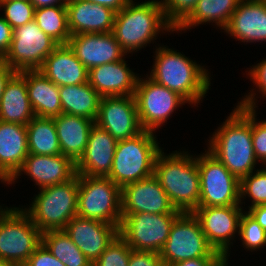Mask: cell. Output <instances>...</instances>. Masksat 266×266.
Returning <instances> with one entry per match:
<instances>
[{
	"label": "cell",
	"instance_id": "60d3db41",
	"mask_svg": "<svg viewBox=\"0 0 266 266\" xmlns=\"http://www.w3.org/2000/svg\"><path fill=\"white\" fill-rule=\"evenodd\" d=\"M128 266H164L160 253L151 251L130 250Z\"/></svg>",
	"mask_w": 266,
	"mask_h": 266
},
{
	"label": "cell",
	"instance_id": "f907efd6",
	"mask_svg": "<svg viewBox=\"0 0 266 266\" xmlns=\"http://www.w3.org/2000/svg\"><path fill=\"white\" fill-rule=\"evenodd\" d=\"M7 266H27L25 263H9Z\"/></svg>",
	"mask_w": 266,
	"mask_h": 266
},
{
	"label": "cell",
	"instance_id": "ab89813d",
	"mask_svg": "<svg viewBox=\"0 0 266 266\" xmlns=\"http://www.w3.org/2000/svg\"><path fill=\"white\" fill-rule=\"evenodd\" d=\"M27 266H65L41 243L25 263Z\"/></svg>",
	"mask_w": 266,
	"mask_h": 266
},
{
	"label": "cell",
	"instance_id": "9a60e30c",
	"mask_svg": "<svg viewBox=\"0 0 266 266\" xmlns=\"http://www.w3.org/2000/svg\"><path fill=\"white\" fill-rule=\"evenodd\" d=\"M121 210L122 215L182 213L172 205L167 193L154 175L121 188Z\"/></svg>",
	"mask_w": 266,
	"mask_h": 266
},
{
	"label": "cell",
	"instance_id": "7c38bea8",
	"mask_svg": "<svg viewBox=\"0 0 266 266\" xmlns=\"http://www.w3.org/2000/svg\"><path fill=\"white\" fill-rule=\"evenodd\" d=\"M180 214L133 213L122 215L119 235L133 249L160 253L171 226Z\"/></svg>",
	"mask_w": 266,
	"mask_h": 266
},
{
	"label": "cell",
	"instance_id": "83f0119b",
	"mask_svg": "<svg viewBox=\"0 0 266 266\" xmlns=\"http://www.w3.org/2000/svg\"><path fill=\"white\" fill-rule=\"evenodd\" d=\"M25 80L35 116L54 118L62 114L59 86L39 70H25Z\"/></svg>",
	"mask_w": 266,
	"mask_h": 266
},
{
	"label": "cell",
	"instance_id": "6da1fadb",
	"mask_svg": "<svg viewBox=\"0 0 266 266\" xmlns=\"http://www.w3.org/2000/svg\"><path fill=\"white\" fill-rule=\"evenodd\" d=\"M209 141L208 151L239 180L255 169L250 108L237 105Z\"/></svg>",
	"mask_w": 266,
	"mask_h": 266
},
{
	"label": "cell",
	"instance_id": "b9f144b4",
	"mask_svg": "<svg viewBox=\"0 0 266 266\" xmlns=\"http://www.w3.org/2000/svg\"><path fill=\"white\" fill-rule=\"evenodd\" d=\"M247 75L250 76V79L259 88V93L262 92V96L266 97V59L253 66Z\"/></svg>",
	"mask_w": 266,
	"mask_h": 266
},
{
	"label": "cell",
	"instance_id": "7a4b0ae2",
	"mask_svg": "<svg viewBox=\"0 0 266 266\" xmlns=\"http://www.w3.org/2000/svg\"><path fill=\"white\" fill-rule=\"evenodd\" d=\"M153 69L148 76L183 97L188 104L200 103L210 86V75L204 67L181 52L160 46L155 51Z\"/></svg>",
	"mask_w": 266,
	"mask_h": 266
},
{
	"label": "cell",
	"instance_id": "4fadbf2b",
	"mask_svg": "<svg viewBox=\"0 0 266 266\" xmlns=\"http://www.w3.org/2000/svg\"><path fill=\"white\" fill-rule=\"evenodd\" d=\"M134 97L141 128L154 133L177 107L188 103L176 92L155 83L148 75L146 79L138 77Z\"/></svg>",
	"mask_w": 266,
	"mask_h": 266
},
{
	"label": "cell",
	"instance_id": "c3c4849f",
	"mask_svg": "<svg viewBox=\"0 0 266 266\" xmlns=\"http://www.w3.org/2000/svg\"><path fill=\"white\" fill-rule=\"evenodd\" d=\"M36 9L49 6L66 5L68 0H29Z\"/></svg>",
	"mask_w": 266,
	"mask_h": 266
},
{
	"label": "cell",
	"instance_id": "9c48e42d",
	"mask_svg": "<svg viewBox=\"0 0 266 266\" xmlns=\"http://www.w3.org/2000/svg\"><path fill=\"white\" fill-rule=\"evenodd\" d=\"M164 266L200 257H224L208 243L193 213H181L171 226L160 251Z\"/></svg>",
	"mask_w": 266,
	"mask_h": 266
},
{
	"label": "cell",
	"instance_id": "f6af8a7d",
	"mask_svg": "<svg viewBox=\"0 0 266 266\" xmlns=\"http://www.w3.org/2000/svg\"><path fill=\"white\" fill-rule=\"evenodd\" d=\"M247 213L266 231V205H256Z\"/></svg>",
	"mask_w": 266,
	"mask_h": 266
},
{
	"label": "cell",
	"instance_id": "2e32d148",
	"mask_svg": "<svg viewBox=\"0 0 266 266\" xmlns=\"http://www.w3.org/2000/svg\"><path fill=\"white\" fill-rule=\"evenodd\" d=\"M95 124L117 141L133 138L143 131L134 96L102 97Z\"/></svg>",
	"mask_w": 266,
	"mask_h": 266
},
{
	"label": "cell",
	"instance_id": "277c9868",
	"mask_svg": "<svg viewBox=\"0 0 266 266\" xmlns=\"http://www.w3.org/2000/svg\"><path fill=\"white\" fill-rule=\"evenodd\" d=\"M170 32L175 28L168 22L160 2L148 0L137 3L130 0L116 13L112 34L127 54L138 51L156 39L163 30Z\"/></svg>",
	"mask_w": 266,
	"mask_h": 266
},
{
	"label": "cell",
	"instance_id": "8fae6325",
	"mask_svg": "<svg viewBox=\"0 0 266 266\" xmlns=\"http://www.w3.org/2000/svg\"><path fill=\"white\" fill-rule=\"evenodd\" d=\"M58 45L32 20L13 29L10 48L2 60L15 72L39 70Z\"/></svg>",
	"mask_w": 266,
	"mask_h": 266
},
{
	"label": "cell",
	"instance_id": "8992f818",
	"mask_svg": "<svg viewBox=\"0 0 266 266\" xmlns=\"http://www.w3.org/2000/svg\"><path fill=\"white\" fill-rule=\"evenodd\" d=\"M77 203L78 174L65 183L41 188L31 206L23 210L43 233L63 230L77 215Z\"/></svg>",
	"mask_w": 266,
	"mask_h": 266
},
{
	"label": "cell",
	"instance_id": "7402d4cb",
	"mask_svg": "<svg viewBox=\"0 0 266 266\" xmlns=\"http://www.w3.org/2000/svg\"><path fill=\"white\" fill-rule=\"evenodd\" d=\"M125 59L88 70V83L101 97L134 96L138 77Z\"/></svg>",
	"mask_w": 266,
	"mask_h": 266
},
{
	"label": "cell",
	"instance_id": "5b68a950",
	"mask_svg": "<svg viewBox=\"0 0 266 266\" xmlns=\"http://www.w3.org/2000/svg\"><path fill=\"white\" fill-rule=\"evenodd\" d=\"M155 138L154 132L143 130L133 138L118 141L108 178L122 188L152 176L162 150Z\"/></svg>",
	"mask_w": 266,
	"mask_h": 266
},
{
	"label": "cell",
	"instance_id": "d6a6232c",
	"mask_svg": "<svg viewBox=\"0 0 266 266\" xmlns=\"http://www.w3.org/2000/svg\"><path fill=\"white\" fill-rule=\"evenodd\" d=\"M34 20L39 28L59 45L68 44L71 33L66 5L35 9Z\"/></svg>",
	"mask_w": 266,
	"mask_h": 266
},
{
	"label": "cell",
	"instance_id": "ffe728a7",
	"mask_svg": "<svg viewBox=\"0 0 266 266\" xmlns=\"http://www.w3.org/2000/svg\"><path fill=\"white\" fill-rule=\"evenodd\" d=\"M117 142L108 131L94 124L89 132L85 152L76 163V174L108 177Z\"/></svg>",
	"mask_w": 266,
	"mask_h": 266
},
{
	"label": "cell",
	"instance_id": "ba28073f",
	"mask_svg": "<svg viewBox=\"0 0 266 266\" xmlns=\"http://www.w3.org/2000/svg\"><path fill=\"white\" fill-rule=\"evenodd\" d=\"M42 243V232L23 208H11L0 215V259L26 263Z\"/></svg>",
	"mask_w": 266,
	"mask_h": 266
},
{
	"label": "cell",
	"instance_id": "d590c367",
	"mask_svg": "<svg viewBox=\"0 0 266 266\" xmlns=\"http://www.w3.org/2000/svg\"><path fill=\"white\" fill-rule=\"evenodd\" d=\"M1 7L4 10L3 18L13 29L34 20L36 8L29 0L0 1Z\"/></svg>",
	"mask_w": 266,
	"mask_h": 266
},
{
	"label": "cell",
	"instance_id": "4dcf8cb0",
	"mask_svg": "<svg viewBox=\"0 0 266 266\" xmlns=\"http://www.w3.org/2000/svg\"><path fill=\"white\" fill-rule=\"evenodd\" d=\"M26 128L29 154H61L54 118L35 116Z\"/></svg>",
	"mask_w": 266,
	"mask_h": 266
},
{
	"label": "cell",
	"instance_id": "e0dca14e",
	"mask_svg": "<svg viewBox=\"0 0 266 266\" xmlns=\"http://www.w3.org/2000/svg\"><path fill=\"white\" fill-rule=\"evenodd\" d=\"M93 264L119 234L116 225L76 215L63 229Z\"/></svg>",
	"mask_w": 266,
	"mask_h": 266
},
{
	"label": "cell",
	"instance_id": "bcb514c9",
	"mask_svg": "<svg viewBox=\"0 0 266 266\" xmlns=\"http://www.w3.org/2000/svg\"><path fill=\"white\" fill-rule=\"evenodd\" d=\"M15 73L2 59H0V99L9 78Z\"/></svg>",
	"mask_w": 266,
	"mask_h": 266
},
{
	"label": "cell",
	"instance_id": "7bdbcfd3",
	"mask_svg": "<svg viewBox=\"0 0 266 266\" xmlns=\"http://www.w3.org/2000/svg\"><path fill=\"white\" fill-rule=\"evenodd\" d=\"M13 38V28L9 23L0 17V59H2L8 52Z\"/></svg>",
	"mask_w": 266,
	"mask_h": 266
},
{
	"label": "cell",
	"instance_id": "e575fe53",
	"mask_svg": "<svg viewBox=\"0 0 266 266\" xmlns=\"http://www.w3.org/2000/svg\"><path fill=\"white\" fill-rule=\"evenodd\" d=\"M247 195L252 202L249 208L266 205V166L240 179V204Z\"/></svg>",
	"mask_w": 266,
	"mask_h": 266
},
{
	"label": "cell",
	"instance_id": "cb8c5ba5",
	"mask_svg": "<svg viewBox=\"0 0 266 266\" xmlns=\"http://www.w3.org/2000/svg\"><path fill=\"white\" fill-rule=\"evenodd\" d=\"M57 86H72L88 82V69L79 61L68 44L58 45L39 69Z\"/></svg>",
	"mask_w": 266,
	"mask_h": 266
},
{
	"label": "cell",
	"instance_id": "816d5d0a",
	"mask_svg": "<svg viewBox=\"0 0 266 266\" xmlns=\"http://www.w3.org/2000/svg\"><path fill=\"white\" fill-rule=\"evenodd\" d=\"M9 263L0 259V266H7Z\"/></svg>",
	"mask_w": 266,
	"mask_h": 266
},
{
	"label": "cell",
	"instance_id": "5bb4252c",
	"mask_svg": "<svg viewBox=\"0 0 266 266\" xmlns=\"http://www.w3.org/2000/svg\"><path fill=\"white\" fill-rule=\"evenodd\" d=\"M242 206L198 207L192 213L199 221L201 230L208 243L228 258L229 246L235 233H239V223L242 216Z\"/></svg>",
	"mask_w": 266,
	"mask_h": 266
},
{
	"label": "cell",
	"instance_id": "f1b7e54d",
	"mask_svg": "<svg viewBox=\"0 0 266 266\" xmlns=\"http://www.w3.org/2000/svg\"><path fill=\"white\" fill-rule=\"evenodd\" d=\"M62 113L96 120L100 94L87 82L72 86H59Z\"/></svg>",
	"mask_w": 266,
	"mask_h": 266
},
{
	"label": "cell",
	"instance_id": "1f68e13d",
	"mask_svg": "<svg viewBox=\"0 0 266 266\" xmlns=\"http://www.w3.org/2000/svg\"><path fill=\"white\" fill-rule=\"evenodd\" d=\"M42 243L65 266H93L64 230L43 232Z\"/></svg>",
	"mask_w": 266,
	"mask_h": 266
},
{
	"label": "cell",
	"instance_id": "30bf717a",
	"mask_svg": "<svg viewBox=\"0 0 266 266\" xmlns=\"http://www.w3.org/2000/svg\"><path fill=\"white\" fill-rule=\"evenodd\" d=\"M196 159L200 175L199 207L240 206V180L209 151Z\"/></svg>",
	"mask_w": 266,
	"mask_h": 266
},
{
	"label": "cell",
	"instance_id": "d6986e66",
	"mask_svg": "<svg viewBox=\"0 0 266 266\" xmlns=\"http://www.w3.org/2000/svg\"><path fill=\"white\" fill-rule=\"evenodd\" d=\"M23 171L41 189L71 180L76 175V164L62 154H28L21 169L12 178V183L16 182Z\"/></svg>",
	"mask_w": 266,
	"mask_h": 266
},
{
	"label": "cell",
	"instance_id": "52a82bcc",
	"mask_svg": "<svg viewBox=\"0 0 266 266\" xmlns=\"http://www.w3.org/2000/svg\"><path fill=\"white\" fill-rule=\"evenodd\" d=\"M77 215L120 228L121 188L108 177L78 175Z\"/></svg>",
	"mask_w": 266,
	"mask_h": 266
},
{
	"label": "cell",
	"instance_id": "44dd1931",
	"mask_svg": "<svg viewBox=\"0 0 266 266\" xmlns=\"http://www.w3.org/2000/svg\"><path fill=\"white\" fill-rule=\"evenodd\" d=\"M223 30L244 43L265 42L266 0H240Z\"/></svg>",
	"mask_w": 266,
	"mask_h": 266
},
{
	"label": "cell",
	"instance_id": "8d00e7d4",
	"mask_svg": "<svg viewBox=\"0 0 266 266\" xmlns=\"http://www.w3.org/2000/svg\"><path fill=\"white\" fill-rule=\"evenodd\" d=\"M238 235L247 250L254 251L266 246V231L247 212L242 213Z\"/></svg>",
	"mask_w": 266,
	"mask_h": 266
},
{
	"label": "cell",
	"instance_id": "f35d334b",
	"mask_svg": "<svg viewBox=\"0 0 266 266\" xmlns=\"http://www.w3.org/2000/svg\"><path fill=\"white\" fill-rule=\"evenodd\" d=\"M199 0H161L168 22L176 29L194 10Z\"/></svg>",
	"mask_w": 266,
	"mask_h": 266
},
{
	"label": "cell",
	"instance_id": "3957f363",
	"mask_svg": "<svg viewBox=\"0 0 266 266\" xmlns=\"http://www.w3.org/2000/svg\"><path fill=\"white\" fill-rule=\"evenodd\" d=\"M175 152L166 155L161 150L158 153L153 175L176 210L192 213L199 207L200 200L197 159L185 151Z\"/></svg>",
	"mask_w": 266,
	"mask_h": 266
},
{
	"label": "cell",
	"instance_id": "484cf974",
	"mask_svg": "<svg viewBox=\"0 0 266 266\" xmlns=\"http://www.w3.org/2000/svg\"><path fill=\"white\" fill-rule=\"evenodd\" d=\"M61 154L69 157L75 164L83 156L90 129L94 120L62 113L54 117Z\"/></svg>",
	"mask_w": 266,
	"mask_h": 266
},
{
	"label": "cell",
	"instance_id": "681fc988",
	"mask_svg": "<svg viewBox=\"0 0 266 266\" xmlns=\"http://www.w3.org/2000/svg\"><path fill=\"white\" fill-rule=\"evenodd\" d=\"M0 180L1 183H6V184H12V179L8 176H6L5 174L0 173ZM6 208V209H5ZM4 209L2 208V206H0V215L7 213L11 208L5 207Z\"/></svg>",
	"mask_w": 266,
	"mask_h": 266
},
{
	"label": "cell",
	"instance_id": "d4e9b609",
	"mask_svg": "<svg viewBox=\"0 0 266 266\" xmlns=\"http://www.w3.org/2000/svg\"><path fill=\"white\" fill-rule=\"evenodd\" d=\"M28 154L26 125L0 120V173L12 179Z\"/></svg>",
	"mask_w": 266,
	"mask_h": 266
},
{
	"label": "cell",
	"instance_id": "ac0fdd59",
	"mask_svg": "<svg viewBox=\"0 0 266 266\" xmlns=\"http://www.w3.org/2000/svg\"><path fill=\"white\" fill-rule=\"evenodd\" d=\"M68 45L88 70L122 60L127 55L112 32L71 35Z\"/></svg>",
	"mask_w": 266,
	"mask_h": 266
},
{
	"label": "cell",
	"instance_id": "74e56055",
	"mask_svg": "<svg viewBox=\"0 0 266 266\" xmlns=\"http://www.w3.org/2000/svg\"><path fill=\"white\" fill-rule=\"evenodd\" d=\"M131 247L118 234L93 266H128Z\"/></svg>",
	"mask_w": 266,
	"mask_h": 266
},
{
	"label": "cell",
	"instance_id": "7dc6e473",
	"mask_svg": "<svg viewBox=\"0 0 266 266\" xmlns=\"http://www.w3.org/2000/svg\"><path fill=\"white\" fill-rule=\"evenodd\" d=\"M95 4L103 5L115 11L119 12L130 0H85Z\"/></svg>",
	"mask_w": 266,
	"mask_h": 266
},
{
	"label": "cell",
	"instance_id": "f5cc1de1",
	"mask_svg": "<svg viewBox=\"0 0 266 266\" xmlns=\"http://www.w3.org/2000/svg\"><path fill=\"white\" fill-rule=\"evenodd\" d=\"M220 266H228V262L224 261Z\"/></svg>",
	"mask_w": 266,
	"mask_h": 266
},
{
	"label": "cell",
	"instance_id": "4316f807",
	"mask_svg": "<svg viewBox=\"0 0 266 266\" xmlns=\"http://www.w3.org/2000/svg\"><path fill=\"white\" fill-rule=\"evenodd\" d=\"M34 117L27 94L25 71L15 72L7 81L0 99V120L27 125Z\"/></svg>",
	"mask_w": 266,
	"mask_h": 266
},
{
	"label": "cell",
	"instance_id": "f546056e",
	"mask_svg": "<svg viewBox=\"0 0 266 266\" xmlns=\"http://www.w3.org/2000/svg\"><path fill=\"white\" fill-rule=\"evenodd\" d=\"M240 0H199L191 14L175 29L184 31L204 23H215L224 29Z\"/></svg>",
	"mask_w": 266,
	"mask_h": 266
},
{
	"label": "cell",
	"instance_id": "836d02e7",
	"mask_svg": "<svg viewBox=\"0 0 266 266\" xmlns=\"http://www.w3.org/2000/svg\"><path fill=\"white\" fill-rule=\"evenodd\" d=\"M249 95H246L243 100L238 101L239 106L250 108V123L252 129V143L254 154L256 159L266 166V120L257 122L256 113V101L254 91H250Z\"/></svg>",
	"mask_w": 266,
	"mask_h": 266
},
{
	"label": "cell",
	"instance_id": "603a6c76",
	"mask_svg": "<svg viewBox=\"0 0 266 266\" xmlns=\"http://www.w3.org/2000/svg\"><path fill=\"white\" fill-rule=\"evenodd\" d=\"M66 7L71 35L112 32L116 15L112 9L85 0H68Z\"/></svg>",
	"mask_w": 266,
	"mask_h": 266
},
{
	"label": "cell",
	"instance_id": "ee69618b",
	"mask_svg": "<svg viewBox=\"0 0 266 266\" xmlns=\"http://www.w3.org/2000/svg\"><path fill=\"white\" fill-rule=\"evenodd\" d=\"M225 257H200L174 263L170 266H220Z\"/></svg>",
	"mask_w": 266,
	"mask_h": 266
}]
</instances>
